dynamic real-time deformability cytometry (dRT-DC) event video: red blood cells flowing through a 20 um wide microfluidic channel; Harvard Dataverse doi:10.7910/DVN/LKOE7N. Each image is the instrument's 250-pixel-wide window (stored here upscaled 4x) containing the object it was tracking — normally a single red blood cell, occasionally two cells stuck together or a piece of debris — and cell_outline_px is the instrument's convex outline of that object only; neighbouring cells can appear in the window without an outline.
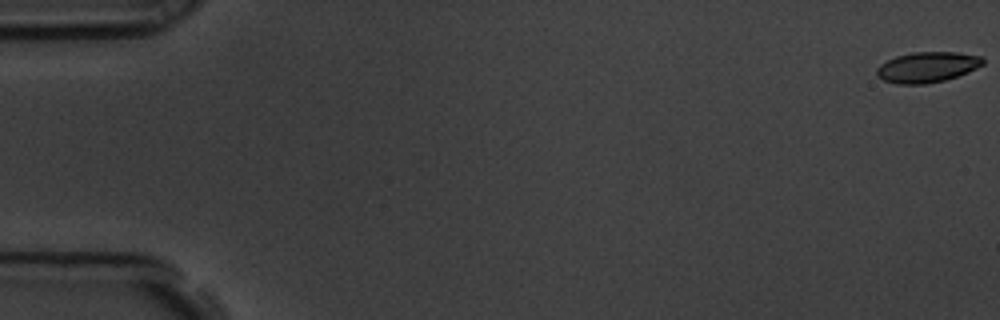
{"species": "common noctule bat (a hibernating species)", "species_latin": "Nyctalus noctula", "temperature_condition": "room temperature", "stored_images_in_passage": 19, "camera_frame_rate_fps": 3000, "um_per_image_px": 0.085, "animal": {"sex": "male", "body_mass_g": 19.5, "forearm_length_mm": 54.6}, "frame": {"image": 1, "passage_image": 1, "time_ms": 0.0, "image_size_px": [1000, 320], "cell_outline_px": [[984, 64], [968, 72], [944, 80], [924, 84], [896, 84], [884, 80], [876, 76], [876, 68], [880, 64], [896, 56], [912, 52], [956, 52], [980, 56], [984, 60]], "centroid_in_image_um": [78.79, 5.7], "position_along_channel_um": 6.2, "area_um2": 18.84}}
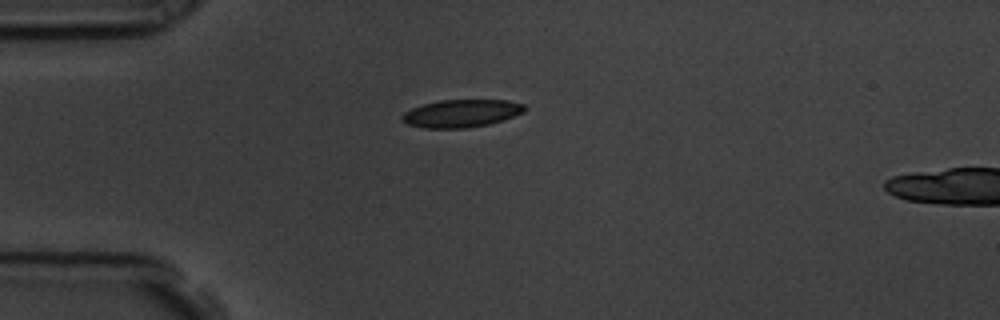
{"frame": {"image": 2, "passage_image": 16, "time_ms": 5.0, "image_size_px": [1000, 320], "cell_outline_px": [[528, 108], [524, 112], [504, 120], [488, 124], [468, 128], [424, 128], [408, 124], [400, 120], [400, 116], [404, 112], [412, 108], [424, 104], [440, 100], [508, 100], [524, 104]], "centroid_in_image_um": [39.23, 9.64], "position_along_channel_um": 45.8, "area_um2": 19.94}}